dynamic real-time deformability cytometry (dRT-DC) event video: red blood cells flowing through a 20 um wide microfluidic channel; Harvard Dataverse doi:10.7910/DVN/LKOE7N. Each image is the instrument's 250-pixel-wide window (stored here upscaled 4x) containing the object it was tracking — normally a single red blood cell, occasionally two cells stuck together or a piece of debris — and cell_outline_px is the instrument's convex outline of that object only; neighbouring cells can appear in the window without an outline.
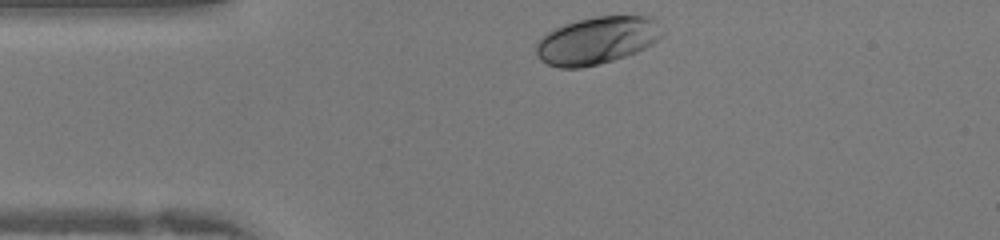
{"species": "human", "species_latin": "Homo sapiens", "temperature_condition": "warm", "stored_images_in_passage": 26, "camera_frame_rate_fps": 3000, "um_per_image_px": 0.085, "donor": {"sex": "female"}, "frame": {"image": 1, "passage_image": 1, "time_ms": 0.0, "image_size_px": [1000, 240], "cell_outline_px": [[668, 32], [664, 36], [652, 44], [636, 52], [612, 60], [580, 68], [560, 68], [548, 64], [540, 60], [536, 56], [536, 44], [548, 32], [564, 24], [596, 16], [652, 16]], "centroid_in_image_um": [50.81, 3.43], "position_along_channel_um": 34.2, "area_um2": 34.91}}
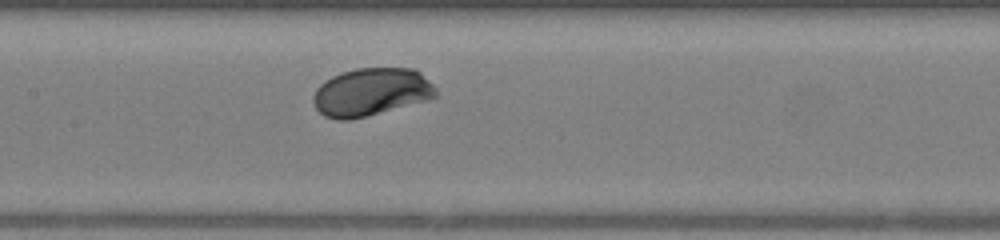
{"frame": {"image": 2, "passage_image": 12, "time_ms": 3.667, "image_size_px": [1000, 240], "cell_outline_px": [[436, 96], [428, 100], [348, 120], [336, 120], [324, 116], [316, 108], [312, 100], [312, 96], [316, 88], [324, 80], [340, 72], [356, 68], [412, 68], [420, 72], [436, 88]], "centroid_in_image_um": [31.5, 7.81], "position_along_channel_um": 175.9, "area_um2": 34.16}}
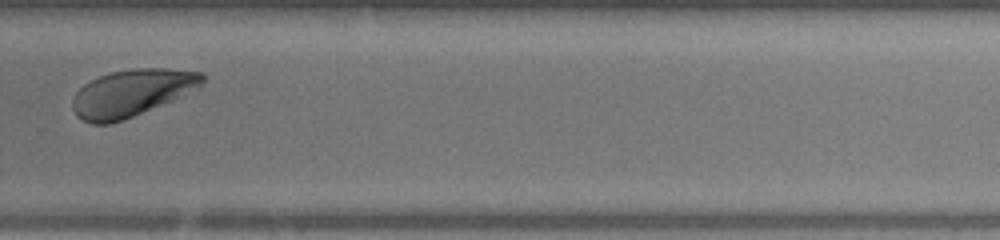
{"frame": {"image": 3, "passage_image": 21, "time_ms": 6.667, "image_size_px": [1000, 240], "cell_outline_px": [[204, 80], [200, 84], [172, 100], [124, 120], [112, 124], [92, 124], [76, 116], [72, 108], [72, 100], [76, 92], [84, 84], [100, 76], [112, 72], [132, 68], [168, 68], [204, 72]], "centroid_in_image_um": [11.15, 7.9], "position_along_channel_um": 318.7, "area_um2": 35.2}}